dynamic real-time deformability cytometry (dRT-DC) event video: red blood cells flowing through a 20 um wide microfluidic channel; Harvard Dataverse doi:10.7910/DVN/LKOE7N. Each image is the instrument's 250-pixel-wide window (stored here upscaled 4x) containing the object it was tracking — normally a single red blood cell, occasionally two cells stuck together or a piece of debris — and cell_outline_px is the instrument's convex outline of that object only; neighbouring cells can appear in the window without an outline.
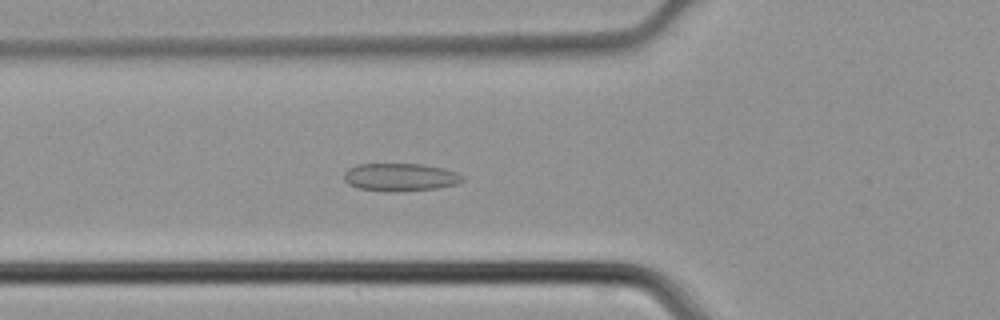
{"species": "common noctule bat (a hibernating species)", "species_latin": "Nyctalus noctula", "temperature_condition": "cold", "stored_images_in_passage": 43, "camera_frame_rate_fps": 3000, "um_per_image_px": 0.085, "animal": {"sex": "male", "body_mass_g": 21.5, "forearm_length_mm": 52.0}, "frame": {"image": 1, "passage_image": 13, "time_ms": 4.0, "image_size_px": [1000, 320], "cell_outline_px": [[464, 180], [456, 184], [436, 188], [396, 192], [388, 192], [360, 188], [348, 184], [344, 180], [344, 172], [348, 168], [360, 164], [420, 164], [440, 168], [456, 172], [464, 176]], "centroid_in_image_um": [34.0, 15.06], "position_along_channel_um": 91.8, "area_um2": 19.13}}
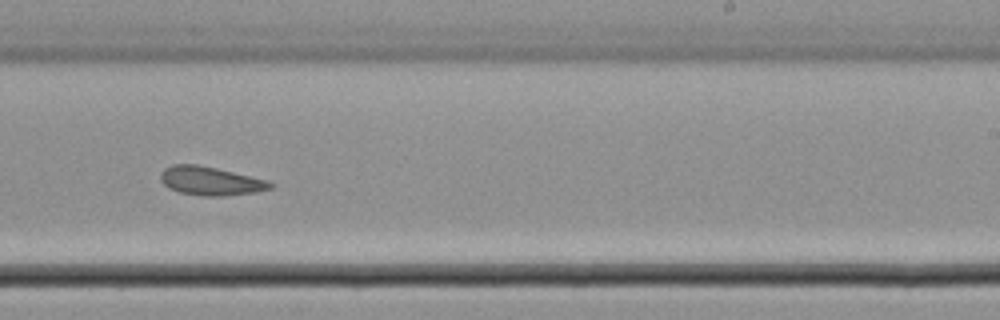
{"frame": {"image": 2, "passage_image": 25, "time_ms": 8.0, "image_size_px": [1000, 320], "cell_outline_px": [[276, 184], [272, 188], [256, 192], [224, 196], [204, 196], [180, 192], [168, 188], [160, 180], [160, 176], [164, 168], [172, 164], [196, 164], [216, 168], [268, 180]], "centroid_in_image_um": [17.91, 15.38], "position_along_channel_um": 271.1, "area_um2": 18.38}}
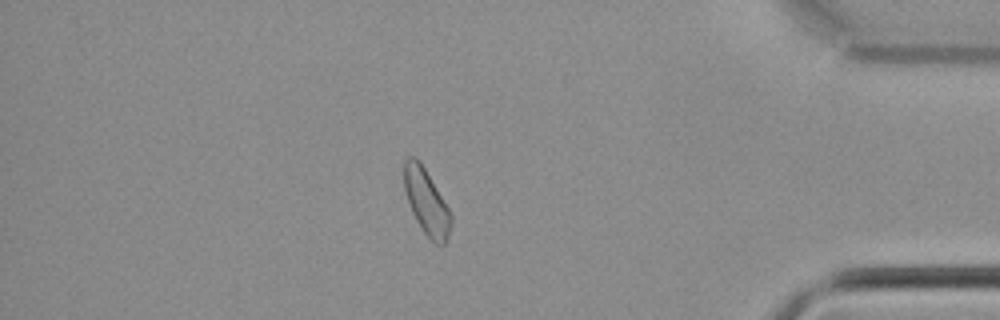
{"frame": {"image": 3, "passage_image": 36, "time_ms": 11.667, "image_size_px": [1000, 320], "cell_outline_px": [[452, 224], [448, 240], [444, 244], [436, 244], [424, 232], [416, 220], [412, 212], [404, 188], [404, 160], [408, 156], [416, 156], [420, 160], [448, 208], [452, 216]], "centroid_in_image_um": [36.25, 17.14], "position_along_channel_um": 399.0, "area_um2": 17.8}}